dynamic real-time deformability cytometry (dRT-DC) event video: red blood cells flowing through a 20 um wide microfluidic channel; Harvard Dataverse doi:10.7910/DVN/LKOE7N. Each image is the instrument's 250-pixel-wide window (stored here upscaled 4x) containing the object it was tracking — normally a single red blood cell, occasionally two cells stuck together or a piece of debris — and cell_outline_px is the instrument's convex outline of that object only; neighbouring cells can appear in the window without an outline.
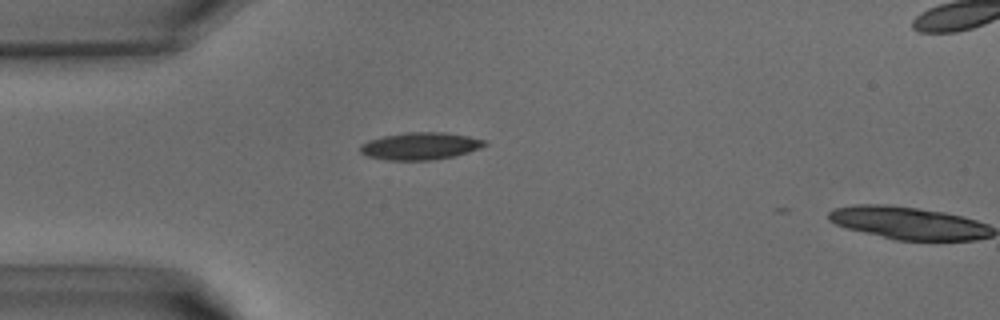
{"species": "common noctule bat (a hibernating species)", "species_latin": "Nyctalus noctula", "temperature_condition": "warm", "stored_images_in_passage": 5, "camera_frame_rate_fps": 3000, "um_per_image_px": 0.085, "animal": {"sex": "male", "body_mass_g": 15.6}, "frame": {"image": 1, "passage_image": 4, "time_ms": 1.0, "image_size_px": [1000, 320], "cell_outline_px": [[488, 144], [480, 148], [456, 156], [432, 160], [388, 160], [368, 156], [360, 152], [360, 144], [368, 140], [384, 136], [408, 132], [444, 132], [468, 136], [484, 140]], "centroid_in_image_um": [35.73, 12.41], "position_along_channel_um": 49.3, "area_um2": 19.77}}